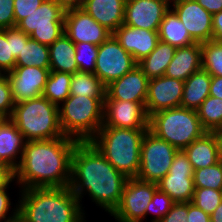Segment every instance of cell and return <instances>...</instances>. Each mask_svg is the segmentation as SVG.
<instances>
[{
  "label": "cell",
  "instance_id": "1",
  "mask_svg": "<svg viewBox=\"0 0 222 222\" xmlns=\"http://www.w3.org/2000/svg\"><path fill=\"white\" fill-rule=\"evenodd\" d=\"M127 180L90 141L76 144L71 157L69 188L80 202L87 193L96 206L111 215L122 199Z\"/></svg>",
  "mask_w": 222,
  "mask_h": 222
},
{
  "label": "cell",
  "instance_id": "2",
  "mask_svg": "<svg viewBox=\"0 0 222 222\" xmlns=\"http://www.w3.org/2000/svg\"><path fill=\"white\" fill-rule=\"evenodd\" d=\"M78 143L71 137L28 141L15 172L22 189L65 187L71 180V157Z\"/></svg>",
  "mask_w": 222,
  "mask_h": 222
},
{
  "label": "cell",
  "instance_id": "3",
  "mask_svg": "<svg viewBox=\"0 0 222 222\" xmlns=\"http://www.w3.org/2000/svg\"><path fill=\"white\" fill-rule=\"evenodd\" d=\"M19 191V213L27 222H86L82 203L69 186Z\"/></svg>",
  "mask_w": 222,
  "mask_h": 222
},
{
  "label": "cell",
  "instance_id": "4",
  "mask_svg": "<svg viewBox=\"0 0 222 222\" xmlns=\"http://www.w3.org/2000/svg\"><path fill=\"white\" fill-rule=\"evenodd\" d=\"M148 129L101 127L90 142L128 178L138 175L142 139Z\"/></svg>",
  "mask_w": 222,
  "mask_h": 222
},
{
  "label": "cell",
  "instance_id": "5",
  "mask_svg": "<svg viewBox=\"0 0 222 222\" xmlns=\"http://www.w3.org/2000/svg\"><path fill=\"white\" fill-rule=\"evenodd\" d=\"M10 120L26 142L65 136L60 126L58 106L43 95L16 103Z\"/></svg>",
  "mask_w": 222,
  "mask_h": 222
},
{
  "label": "cell",
  "instance_id": "6",
  "mask_svg": "<svg viewBox=\"0 0 222 222\" xmlns=\"http://www.w3.org/2000/svg\"><path fill=\"white\" fill-rule=\"evenodd\" d=\"M104 100L105 97L70 95L58 107L64 135L78 142L90 141L103 124Z\"/></svg>",
  "mask_w": 222,
  "mask_h": 222
},
{
  "label": "cell",
  "instance_id": "7",
  "mask_svg": "<svg viewBox=\"0 0 222 222\" xmlns=\"http://www.w3.org/2000/svg\"><path fill=\"white\" fill-rule=\"evenodd\" d=\"M149 130L178 150H183L207 132L200 122L197 110L181 106L152 114Z\"/></svg>",
  "mask_w": 222,
  "mask_h": 222
},
{
  "label": "cell",
  "instance_id": "8",
  "mask_svg": "<svg viewBox=\"0 0 222 222\" xmlns=\"http://www.w3.org/2000/svg\"><path fill=\"white\" fill-rule=\"evenodd\" d=\"M64 15L65 10L55 0H44L16 27L31 39L49 46L64 33Z\"/></svg>",
  "mask_w": 222,
  "mask_h": 222
},
{
  "label": "cell",
  "instance_id": "9",
  "mask_svg": "<svg viewBox=\"0 0 222 222\" xmlns=\"http://www.w3.org/2000/svg\"><path fill=\"white\" fill-rule=\"evenodd\" d=\"M177 151L148 129L141 143L140 167L136 178L146 182H159L169 173Z\"/></svg>",
  "mask_w": 222,
  "mask_h": 222
},
{
  "label": "cell",
  "instance_id": "10",
  "mask_svg": "<svg viewBox=\"0 0 222 222\" xmlns=\"http://www.w3.org/2000/svg\"><path fill=\"white\" fill-rule=\"evenodd\" d=\"M157 189V183L128 178L122 199L111 216L117 222H142L146 219L147 206Z\"/></svg>",
  "mask_w": 222,
  "mask_h": 222
},
{
  "label": "cell",
  "instance_id": "11",
  "mask_svg": "<svg viewBox=\"0 0 222 222\" xmlns=\"http://www.w3.org/2000/svg\"><path fill=\"white\" fill-rule=\"evenodd\" d=\"M137 62L111 35L98 48L94 74L108 86L114 80L131 71Z\"/></svg>",
  "mask_w": 222,
  "mask_h": 222
},
{
  "label": "cell",
  "instance_id": "12",
  "mask_svg": "<svg viewBox=\"0 0 222 222\" xmlns=\"http://www.w3.org/2000/svg\"><path fill=\"white\" fill-rule=\"evenodd\" d=\"M194 169L183 150H178L167 173L157 187L175 203L192 202L194 195Z\"/></svg>",
  "mask_w": 222,
  "mask_h": 222
},
{
  "label": "cell",
  "instance_id": "13",
  "mask_svg": "<svg viewBox=\"0 0 222 222\" xmlns=\"http://www.w3.org/2000/svg\"><path fill=\"white\" fill-rule=\"evenodd\" d=\"M149 118L143 103L105 99L101 127L149 129Z\"/></svg>",
  "mask_w": 222,
  "mask_h": 222
},
{
  "label": "cell",
  "instance_id": "14",
  "mask_svg": "<svg viewBox=\"0 0 222 222\" xmlns=\"http://www.w3.org/2000/svg\"><path fill=\"white\" fill-rule=\"evenodd\" d=\"M64 33L76 43H91L99 46L112 33L97 23L84 9L74 8L65 11Z\"/></svg>",
  "mask_w": 222,
  "mask_h": 222
},
{
  "label": "cell",
  "instance_id": "15",
  "mask_svg": "<svg viewBox=\"0 0 222 222\" xmlns=\"http://www.w3.org/2000/svg\"><path fill=\"white\" fill-rule=\"evenodd\" d=\"M50 68L36 66L14 67L8 72L12 97L16 103L37 98L43 94Z\"/></svg>",
  "mask_w": 222,
  "mask_h": 222
},
{
  "label": "cell",
  "instance_id": "16",
  "mask_svg": "<svg viewBox=\"0 0 222 222\" xmlns=\"http://www.w3.org/2000/svg\"><path fill=\"white\" fill-rule=\"evenodd\" d=\"M197 43L212 40L213 15L207 12L196 0H177L170 5Z\"/></svg>",
  "mask_w": 222,
  "mask_h": 222
},
{
  "label": "cell",
  "instance_id": "17",
  "mask_svg": "<svg viewBox=\"0 0 222 222\" xmlns=\"http://www.w3.org/2000/svg\"><path fill=\"white\" fill-rule=\"evenodd\" d=\"M169 9L165 0H126L123 24L158 31Z\"/></svg>",
  "mask_w": 222,
  "mask_h": 222
},
{
  "label": "cell",
  "instance_id": "18",
  "mask_svg": "<svg viewBox=\"0 0 222 222\" xmlns=\"http://www.w3.org/2000/svg\"><path fill=\"white\" fill-rule=\"evenodd\" d=\"M184 81L164 76L149 79L146 111L149 117L161 110L180 107Z\"/></svg>",
  "mask_w": 222,
  "mask_h": 222
},
{
  "label": "cell",
  "instance_id": "19",
  "mask_svg": "<svg viewBox=\"0 0 222 222\" xmlns=\"http://www.w3.org/2000/svg\"><path fill=\"white\" fill-rule=\"evenodd\" d=\"M149 79L137 65L121 78L106 86L105 99L146 104Z\"/></svg>",
  "mask_w": 222,
  "mask_h": 222
},
{
  "label": "cell",
  "instance_id": "20",
  "mask_svg": "<svg viewBox=\"0 0 222 222\" xmlns=\"http://www.w3.org/2000/svg\"><path fill=\"white\" fill-rule=\"evenodd\" d=\"M112 35L137 63L148 56L159 41L158 31L131 27L125 24H122Z\"/></svg>",
  "mask_w": 222,
  "mask_h": 222
},
{
  "label": "cell",
  "instance_id": "21",
  "mask_svg": "<svg viewBox=\"0 0 222 222\" xmlns=\"http://www.w3.org/2000/svg\"><path fill=\"white\" fill-rule=\"evenodd\" d=\"M126 0H85L84 9L112 34L123 24Z\"/></svg>",
  "mask_w": 222,
  "mask_h": 222
},
{
  "label": "cell",
  "instance_id": "22",
  "mask_svg": "<svg viewBox=\"0 0 222 222\" xmlns=\"http://www.w3.org/2000/svg\"><path fill=\"white\" fill-rule=\"evenodd\" d=\"M26 140L16 125L7 119L0 127V162L16 170L19 166Z\"/></svg>",
  "mask_w": 222,
  "mask_h": 222
},
{
  "label": "cell",
  "instance_id": "23",
  "mask_svg": "<svg viewBox=\"0 0 222 222\" xmlns=\"http://www.w3.org/2000/svg\"><path fill=\"white\" fill-rule=\"evenodd\" d=\"M201 43H194L186 47L176 48L169 63L165 76L182 81L187 80L194 72L202 68Z\"/></svg>",
  "mask_w": 222,
  "mask_h": 222
},
{
  "label": "cell",
  "instance_id": "24",
  "mask_svg": "<svg viewBox=\"0 0 222 222\" xmlns=\"http://www.w3.org/2000/svg\"><path fill=\"white\" fill-rule=\"evenodd\" d=\"M194 170L208 167L221 160L215 132H206L183 149Z\"/></svg>",
  "mask_w": 222,
  "mask_h": 222
},
{
  "label": "cell",
  "instance_id": "25",
  "mask_svg": "<svg viewBox=\"0 0 222 222\" xmlns=\"http://www.w3.org/2000/svg\"><path fill=\"white\" fill-rule=\"evenodd\" d=\"M211 75L203 68L184 81L181 107L197 110L210 93Z\"/></svg>",
  "mask_w": 222,
  "mask_h": 222
},
{
  "label": "cell",
  "instance_id": "26",
  "mask_svg": "<svg viewBox=\"0 0 222 222\" xmlns=\"http://www.w3.org/2000/svg\"><path fill=\"white\" fill-rule=\"evenodd\" d=\"M75 43L63 33L53 44L49 45L50 71L74 74L78 70L75 60Z\"/></svg>",
  "mask_w": 222,
  "mask_h": 222
},
{
  "label": "cell",
  "instance_id": "27",
  "mask_svg": "<svg viewBox=\"0 0 222 222\" xmlns=\"http://www.w3.org/2000/svg\"><path fill=\"white\" fill-rule=\"evenodd\" d=\"M159 40L176 48L196 43L190 36L182 21L170 8L164 15L158 30Z\"/></svg>",
  "mask_w": 222,
  "mask_h": 222
},
{
  "label": "cell",
  "instance_id": "28",
  "mask_svg": "<svg viewBox=\"0 0 222 222\" xmlns=\"http://www.w3.org/2000/svg\"><path fill=\"white\" fill-rule=\"evenodd\" d=\"M175 51L176 47L159 40L155 49L137 65L148 79L164 76Z\"/></svg>",
  "mask_w": 222,
  "mask_h": 222
},
{
  "label": "cell",
  "instance_id": "29",
  "mask_svg": "<svg viewBox=\"0 0 222 222\" xmlns=\"http://www.w3.org/2000/svg\"><path fill=\"white\" fill-rule=\"evenodd\" d=\"M70 95L106 97V86L94 73L77 71L72 74Z\"/></svg>",
  "mask_w": 222,
  "mask_h": 222
},
{
  "label": "cell",
  "instance_id": "30",
  "mask_svg": "<svg viewBox=\"0 0 222 222\" xmlns=\"http://www.w3.org/2000/svg\"><path fill=\"white\" fill-rule=\"evenodd\" d=\"M23 66L49 68V46L29 38L26 43H23V49L15 62V67Z\"/></svg>",
  "mask_w": 222,
  "mask_h": 222
},
{
  "label": "cell",
  "instance_id": "31",
  "mask_svg": "<svg viewBox=\"0 0 222 222\" xmlns=\"http://www.w3.org/2000/svg\"><path fill=\"white\" fill-rule=\"evenodd\" d=\"M72 74L50 71L43 96L58 107L70 96Z\"/></svg>",
  "mask_w": 222,
  "mask_h": 222
},
{
  "label": "cell",
  "instance_id": "32",
  "mask_svg": "<svg viewBox=\"0 0 222 222\" xmlns=\"http://www.w3.org/2000/svg\"><path fill=\"white\" fill-rule=\"evenodd\" d=\"M198 117L207 132L222 128V99L208 96L197 109Z\"/></svg>",
  "mask_w": 222,
  "mask_h": 222
},
{
  "label": "cell",
  "instance_id": "33",
  "mask_svg": "<svg viewBox=\"0 0 222 222\" xmlns=\"http://www.w3.org/2000/svg\"><path fill=\"white\" fill-rule=\"evenodd\" d=\"M202 68L211 76H222V42L207 41L201 43Z\"/></svg>",
  "mask_w": 222,
  "mask_h": 222
},
{
  "label": "cell",
  "instance_id": "34",
  "mask_svg": "<svg viewBox=\"0 0 222 222\" xmlns=\"http://www.w3.org/2000/svg\"><path fill=\"white\" fill-rule=\"evenodd\" d=\"M195 188H211L222 190V160L216 164L194 170Z\"/></svg>",
  "mask_w": 222,
  "mask_h": 222
},
{
  "label": "cell",
  "instance_id": "35",
  "mask_svg": "<svg viewBox=\"0 0 222 222\" xmlns=\"http://www.w3.org/2000/svg\"><path fill=\"white\" fill-rule=\"evenodd\" d=\"M222 201V190L195 188L192 203L211 215Z\"/></svg>",
  "mask_w": 222,
  "mask_h": 222
},
{
  "label": "cell",
  "instance_id": "36",
  "mask_svg": "<svg viewBox=\"0 0 222 222\" xmlns=\"http://www.w3.org/2000/svg\"><path fill=\"white\" fill-rule=\"evenodd\" d=\"M75 48V60L78 70L94 73L99 46L81 42L76 43Z\"/></svg>",
  "mask_w": 222,
  "mask_h": 222
},
{
  "label": "cell",
  "instance_id": "37",
  "mask_svg": "<svg viewBox=\"0 0 222 222\" xmlns=\"http://www.w3.org/2000/svg\"><path fill=\"white\" fill-rule=\"evenodd\" d=\"M175 202L164 192L157 189L147 206L146 217L149 213L154 215L151 222H159L172 208Z\"/></svg>",
  "mask_w": 222,
  "mask_h": 222
},
{
  "label": "cell",
  "instance_id": "38",
  "mask_svg": "<svg viewBox=\"0 0 222 222\" xmlns=\"http://www.w3.org/2000/svg\"><path fill=\"white\" fill-rule=\"evenodd\" d=\"M16 58L11 53V28L0 30V74H7L15 67Z\"/></svg>",
  "mask_w": 222,
  "mask_h": 222
},
{
  "label": "cell",
  "instance_id": "39",
  "mask_svg": "<svg viewBox=\"0 0 222 222\" xmlns=\"http://www.w3.org/2000/svg\"><path fill=\"white\" fill-rule=\"evenodd\" d=\"M15 102L6 74H0V113L8 119L12 116Z\"/></svg>",
  "mask_w": 222,
  "mask_h": 222
},
{
  "label": "cell",
  "instance_id": "40",
  "mask_svg": "<svg viewBox=\"0 0 222 222\" xmlns=\"http://www.w3.org/2000/svg\"><path fill=\"white\" fill-rule=\"evenodd\" d=\"M44 0H14L15 27L26 16L34 12Z\"/></svg>",
  "mask_w": 222,
  "mask_h": 222
},
{
  "label": "cell",
  "instance_id": "41",
  "mask_svg": "<svg viewBox=\"0 0 222 222\" xmlns=\"http://www.w3.org/2000/svg\"><path fill=\"white\" fill-rule=\"evenodd\" d=\"M15 27L14 0H0V30Z\"/></svg>",
  "mask_w": 222,
  "mask_h": 222
},
{
  "label": "cell",
  "instance_id": "42",
  "mask_svg": "<svg viewBox=\"0 0 222 222\" xmlns=\"http://www.w3.org/2000/svg\"><path fill=\"white\" fill-rule=\"evenodd\" d=\"M9 188L10 187L8 186L6 189L0 191V222H6L19 213V202H17L16 205H14L15 207L12 208L11 199L7 191ZM10 210L12 211L9 212Z\"/></svg>",
  "mask_w": 222,
  "mask_h": 222
},
{
  "label": "cell",
  "instance_id": "43",
  "mask_svg": "<svg viewBox=\"0 0 222 222\" xmlns=\"http://www.w3.org/2000/svg\"><path fill=\"white\" fill-rule=\"evenodd\" d=\"M188 202L174 203L170 211L159 222H187Z\"/></svg>",
  "mask_w": 222,
  "mask_h": 222
},
{
  "label": "cell",
  "instance_id": "44",
  "mask_svg": "<svg viewBox=\"0 0 222 222\" xmlns=\"http://www.w3.org/2000/svg\"><path fill=\"white\" fill-rule=\"evenodd\" d=\"M29 38V35L25 34L17 27L11 28V53L15 58L21 53L23 43H26Z\"/></svg>",
  "mask_w": 222,
  "mask_h": 222
},
{
  "label": "cell",
  "instance_id": "45",
  "mask_svg": "<svg viewBox=\"0 0 222 222\" xmlns=\"http://www.w3.org/2000/svg\"><path fill=\"white\" fill-rule=\"evenodd\" d=\"M209 220L210 215L206 214L192 202H188L187 222H208Z\"/></svg>",
  "mask_w": 222,
  "mask_h": 222
},
{
  "label": "cell",
  "instance_id": "46",
  "mask_svg": "<svg viewBox=\"0 0 222 222\" xmlns=\"http://www.w3.org/2000/svg\"><path fill=\"white\" fill-rule=\"evenodd\" d=\"M15 181V172L10 167L2 165L0 167V191L10 186Z\"/></svg>",
  "mask_w": 222,
  "mask_h": 222
},
{
  "label": "cell",
  "instance_id": "47",
  "mask_svg": "<svg viewBox=\"0 0 222 222\" xmlns=\"http://www.w3.org/2000/svg\"><path fill=\"white\" fill-rule=\"evenodd\" d=\"M212 26V40L222 42V11L213 14Z\"/></svg>",
  "mask_w": 222,
  "mask_h": 222
},
{
  "label": "cell",
  "instance_id": "48",
  "mask_svg": "<svg viewBox=\"0 0 222 222\" xmlns=\"http://www.w3.org/2000/svg\"><path fill=\"white\" fill-rule=\"evenodd\" d=\"M207 12L214 13L222 11V0H196Z\"/></svg>",
  "mask_w": 222,
  "mask_h": 222
},
{
  "label": "cell",
  "instance_id": "49",
  "mask_svg": "<svg viewBox=\"0 0 222 222\" xmlns=\"http://www.w3.org/2000/svg\"><path fill=\"white\" fill-rule=\"evenodd\" d=\"M209 95L222 99V76H211Z\"/></svg>",
  "mask_w": 222,
  "mask_h": 222
},
{
  "label": "cell",
  "instance_id": "50",
  "mask_svg": "<svg viewBox=\"0 0 222 222\" xmlns=\"http://www.w3.org/2000/svg\"><path fill=\"white\" fill-rule=\"evenodd\" d=\"M65 11L68 9L81 8L85 0H55Z\"/></svg>",
  "mask_w": 222,
  "mask_h": 222
},
{
  "label": "cell",
  "instance_id": "51",
  "mask_svg": "<svg viewBox=\"0 0 222 222\" xmlns=\"http://www.w3.org/2000/svg\"><path fill=\"white\" fill-rule=\"evenodd\" d=\"M210 219L213 222H222V201L219 206L214 210V212L210 215Z\"/></svg>",
  "mask_w": 222,
  "mask_h": 222
},
{
  "label": "cell",
  "instance_id": "52",
  "mask_svg": "<svg viewBox=\"0 0 222 222\" xmlns=\"http://www.w3.org/2000/svg\"><path fill=\"white\" fill-rule=\"evenodd\" d=\"M215 133L217 134V139H218V143H219L220 158L222 160V128L218 129Z\"/></svg>",
  "mask_w": 222,
  "mask_h": 222
},
{
  "label": "cell",
  "instance_id": "53",
  "mask_svg": "<svg viewBox=\"0 0 222 222\" xmlns=\"http://www.w3.org/2000/svg\"><path fill=\"white\" fill-rule=\"evenodd\" d=\"M6 222H27L21 215L18 213L16 216L7 220Z\"/></svg>",
  "mask_w": 222,
  "mask_h": 222
},
{
  "label": "cell",
  "instance_id": "54",
  "mask_svg": "<svg viewBox=\"0 0 222 222\" xmlns=\"http://www.w3.org/2000/svg\"><path fill=\"white\" fill-rule=\"evenodd\" d=\"M8 118L6 116H4L3 114L0 113V127L2 126V124L7 120Z\"/></svg>",
  "mask_w": 222,
  "mask_h": 222
},
{
  "label": "cell",
  "instance_id": "55",
  "mask_svg": "<svg viewBox=\"0 0 222 222\" xmlns=\"http://www.w3.org/2000/svg\"><path fill=\"white\" fill-rule=\"evenodd\" d=\"M168 4H173L175 1H177V0H165Z\"/></svg>",
  "mask_w": 222,
  "mask_h": 222
}]
</instances>
